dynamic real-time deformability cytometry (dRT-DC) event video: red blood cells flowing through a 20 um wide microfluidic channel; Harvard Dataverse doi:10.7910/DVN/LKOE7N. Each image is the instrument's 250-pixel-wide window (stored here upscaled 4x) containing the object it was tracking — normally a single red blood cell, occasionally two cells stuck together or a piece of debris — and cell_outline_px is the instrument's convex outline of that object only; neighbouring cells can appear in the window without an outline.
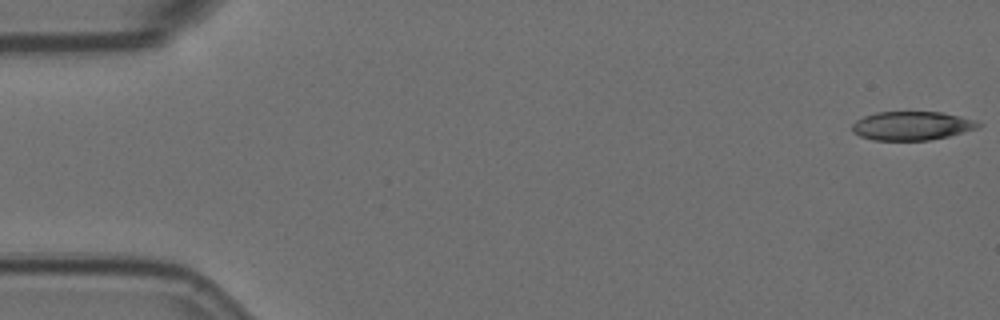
{"species": "Egyptian fruit bat (a non-hibernating species)", "species_latin": "Rousettus aegyptiacus", "temperature_condition": "room temperature", "stored_images_in_passage": 6, "camera_frame_rate_fps": 3000, "um_per_image_px": 0.085, "animal": {"sex": "female"}, "frame": {"image": 1, "passage_image": 1, "time_ms": 0.0, "image_size_px": [1000, 320], "cell_outline_px": [[984, 124], [980, 128], [948, 136], [928, 140], [872, 140], [860, 136], [852, 132], [852, 124], [856, 120], [864, 116], [876, 112], [940, 112], [960, 116], [976, 120]], "centroid_in_image_um": [77.53, 10.69], "position_along_channel_um": 7.5, "area_um2": 21.27}}
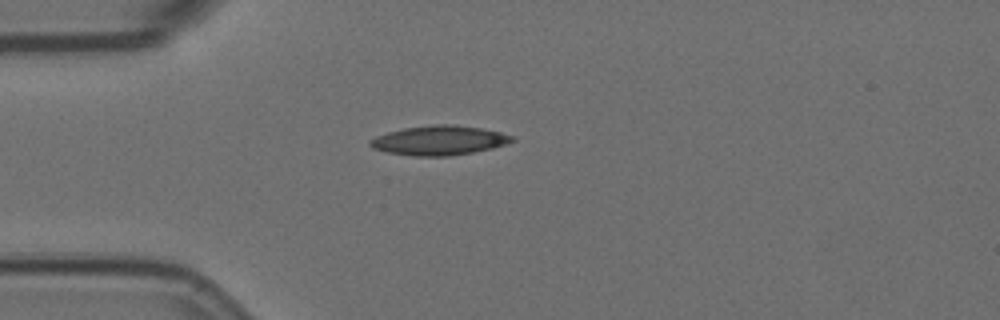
{"frame": {"image": 2, "passage_image": 5, "time_ms": 1.333, "image_size_px": [1000, 320], "cell_outline_px": [[516, 140], [492, 148], [472, 152], [448, 156], [412, 156], [388, 152], [372, 148], [368, 144], [368, 140], [376, 136], [388, 132], [404, 128], [436, 124], [452, 124], [480, 128], [500, 132], [512, 136]], "centroid_in_image_um": [37.29, 11.93], "position_along_channel_um": 47.7, "area_um2": 24.22}}